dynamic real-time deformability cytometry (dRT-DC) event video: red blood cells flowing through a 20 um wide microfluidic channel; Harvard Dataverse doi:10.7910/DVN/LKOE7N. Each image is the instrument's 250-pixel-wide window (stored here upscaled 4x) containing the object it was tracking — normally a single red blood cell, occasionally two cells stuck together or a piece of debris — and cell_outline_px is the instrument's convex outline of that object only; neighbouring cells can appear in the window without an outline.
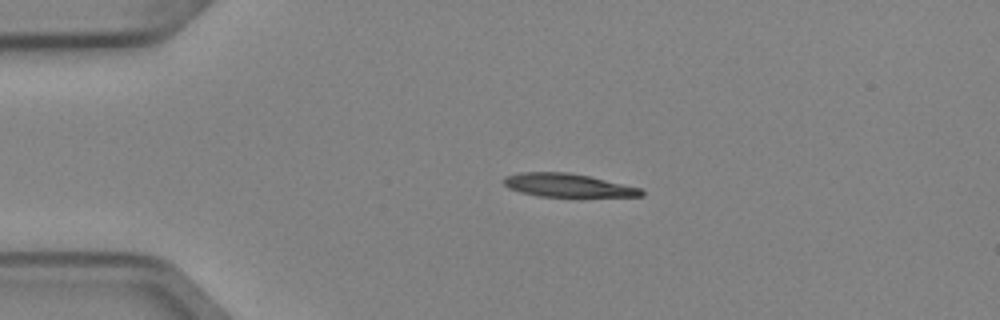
{"species": "Egyptian fruit bat (a non-hibernating species)", "species_latin": "Rousettus aegyptiacus", "temperature_condition": "cold", "stored_images_in_passage": 4, "camera_frame_rate_fps": 3000, "um_per_image_px": 0.085, "animal": {"sex": "female"}, "frame": {"image": 1, "passage_image": 3, "time_ms": 0.667, "image_size_px": [1000, 320], "cell_outline_px": [[644, 196], [540, 196], [520, 192], [508, 188], [504, 184], [504, 176], [520, 172], [568, 172], [588, 176], [644, 188]], "centroid_in_image_um": [48.27, 15.74], "position_along_channel_um": 36.7, "area_um2": 18.61}}